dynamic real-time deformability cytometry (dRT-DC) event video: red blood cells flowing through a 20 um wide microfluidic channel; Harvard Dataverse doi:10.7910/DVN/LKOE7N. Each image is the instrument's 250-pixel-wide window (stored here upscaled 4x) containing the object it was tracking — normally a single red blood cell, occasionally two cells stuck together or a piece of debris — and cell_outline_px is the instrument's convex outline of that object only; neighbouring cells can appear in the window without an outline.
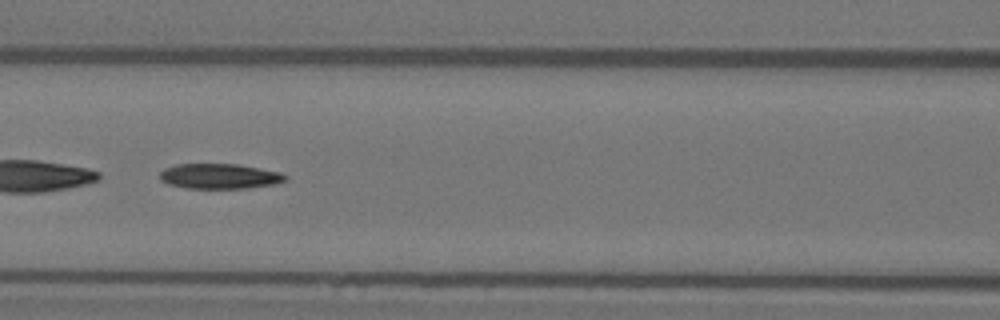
{"species": "Egyptian fruit bat (a non-hibernating species)", "species_latin": "Rousettus aegyptiacus", "temperature_condition": "warm", "stored_images_in_passage": 50, "segment_of_instrument_passage": [2, 2], "camera_frame_rate_fps": 3000, "um_per_image_px": 0.085, "animal": {"sex": "female"}, "frame": {"image": 1, "passage_image": 22, "time_ms": 7.0, "image_size_px": [1000, 320], "cell_outline_px": [[288, 176], [284, 180], [276, 184], [248, 188], [188, 188], [168, 184], [160, 180], [160, 172], [164, 168], [176, 164], [236, 164], [280, 172]], "centroid_in_image_um": [18.64, 14.98], "position_along_channel_um": 148.0, "area_um2": 18.32}}
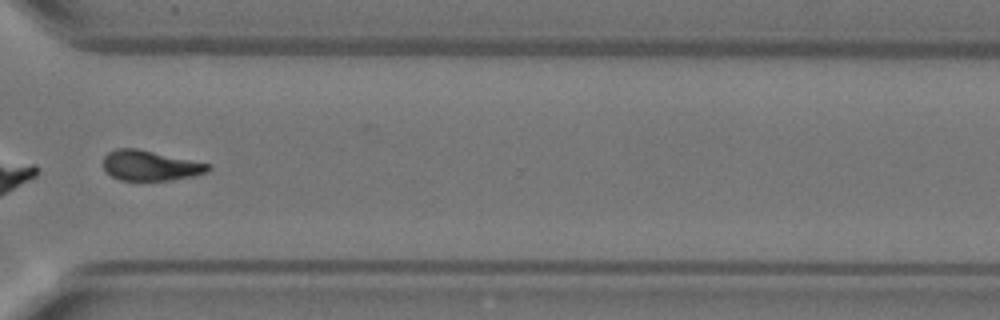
{"frame": {"image": 2, "passage_image": 38, "time_ms": 12.333, "image_size_px": [1000, 320], "cell_outline_px": [[212, 168], [208, 172], [192, 176], [168, 180], [120, 180], [112, 176], [104, 168], [104, 156], [108, 152], [116, 148], [136, 148], [212, 164]], "centroid_in_image_um": [12.8, 14.06], "position_along_channel_um": 357.8, "area_um2": 18.38}}